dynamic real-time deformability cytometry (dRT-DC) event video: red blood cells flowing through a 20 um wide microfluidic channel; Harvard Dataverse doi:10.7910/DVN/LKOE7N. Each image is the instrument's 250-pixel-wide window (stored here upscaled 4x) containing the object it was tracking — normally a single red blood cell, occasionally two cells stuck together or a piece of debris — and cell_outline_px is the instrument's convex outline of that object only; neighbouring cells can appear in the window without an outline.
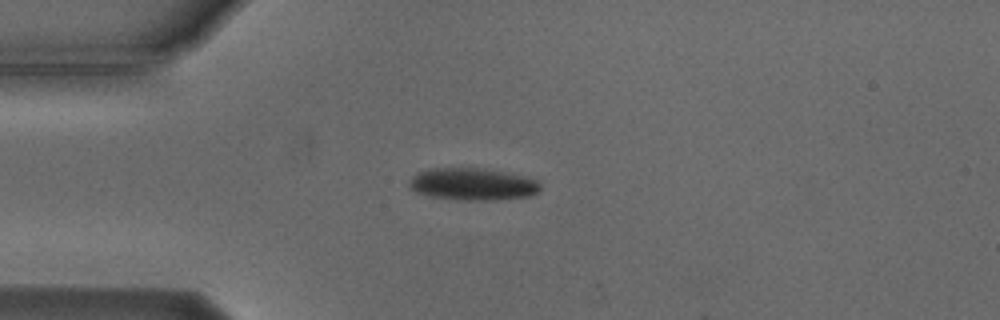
{"species": "Egyptian fruit bat (a non-hibernating species)", "species_latin": "Rousettus aegyptiacus", "temperature_condition": "cold", "stored_images_in_passage": 2, "camera_frame_rate_fps": 3000, "um_per_image_px": 0.085, "animal": {"sex": "male"}, "frame": {"image": 1, "passage_image": 1, "time_ms": 0.0, "image_size_px": [1000, 320], "cell_outline_px": [[540, 188], [536, 192], [528, 196], [496, 200], [456, 200], [428, 196], [416, 192], [408, 188], [408, 180], [416, 172], [428, 168], [484, 168], [524, 176], [536, 180], [540, 184]], "centroid_in_image_um": [40.09, 15.65], "position_along_channel_um": 44.9, "area_um2": 24.85}}